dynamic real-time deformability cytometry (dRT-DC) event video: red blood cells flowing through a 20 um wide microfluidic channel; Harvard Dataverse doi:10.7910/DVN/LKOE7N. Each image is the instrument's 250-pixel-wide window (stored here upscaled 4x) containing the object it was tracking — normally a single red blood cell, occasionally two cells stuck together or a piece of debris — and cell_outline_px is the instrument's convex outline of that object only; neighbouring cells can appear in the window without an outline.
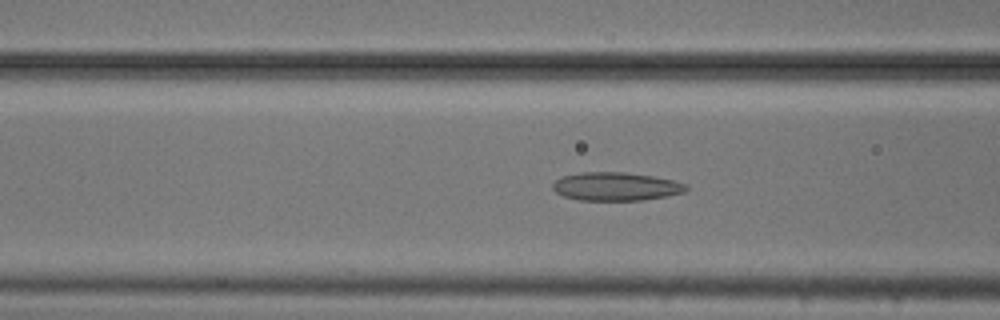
{"species": "common noctule bat (a hibernating species)", "species_latin": "Nyctalus noctula", "temperature_condition": "cold", "stored_images_in_passage": 29, "camera_frame_rate_fps": 3000, "um_per_image_px": 0.085, "animal": {"sex": "male", "body_mass_g": 20.5, "forearm_length_mm": 52.5}, "frame": {"image": 1, "passage_image": 14, "time_ms": 4.333, "image_size_px": [1000, 320], "cell_outline_px": [[688, 188], [684, 192], [668, 196], [644, 200], [580, 200], [564, 196], [556, 192], [552, 188], [552, 184], [560, 176], [580, 172], [624, 172], [652, 176], [672, 180], [688, 184]], "centroid_in_image_um": [52.35, 15.85], "position_along_channel_um": 114.3, "area_um2": 22.14}}
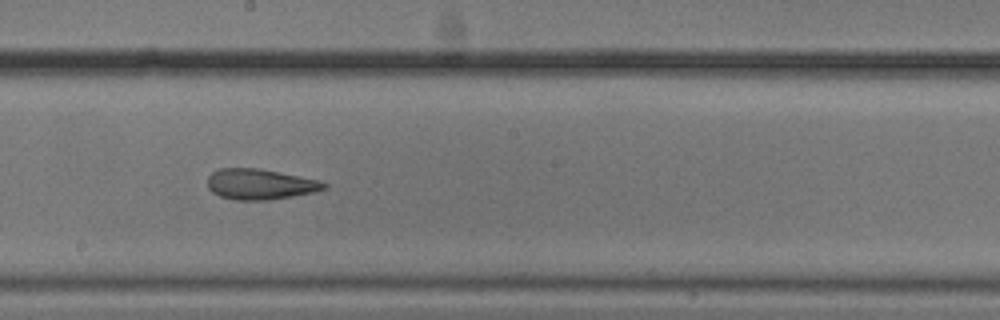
{"frame": {"image": 2, "passage_image": 23, "time_ms": 7.333, "image_size_px": [1000, 320], "cell_outline_px": [[328, 188], [312, 192], [292, 196], [268, 200], [236, 200], [220, 196], [212, 192], [208, 188], [208, 176], [212, 172], [220, 168], [256, 168], [320, 180], [328, 184]], "centroid_in_image_um": [22.1, 15.66], "position_along_channel_um": 226.1, "area_um2": 20.63}}
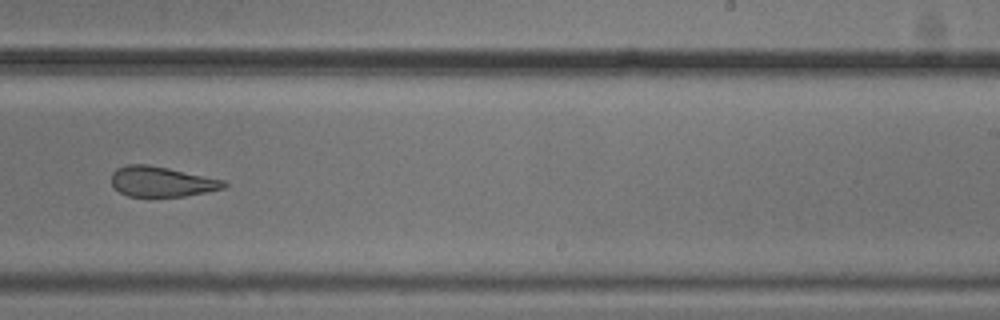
{"frame": {"image": 3, "passage_image": 27, "time_ms": 8.667, "image_size_px": [1000, 320], "cell_outline_px": [[228, 184], [224, 188], [184, 196], [128, 196], [120, 192], [112, 184], [112, 172], [116, 168], [128, 164], [148, 164], [168, 168], [224, 180]], "centroid_in_image_um": [13.72, 15.43], "position_along_channel_um": 275.3, "area_um2": 19.59}}